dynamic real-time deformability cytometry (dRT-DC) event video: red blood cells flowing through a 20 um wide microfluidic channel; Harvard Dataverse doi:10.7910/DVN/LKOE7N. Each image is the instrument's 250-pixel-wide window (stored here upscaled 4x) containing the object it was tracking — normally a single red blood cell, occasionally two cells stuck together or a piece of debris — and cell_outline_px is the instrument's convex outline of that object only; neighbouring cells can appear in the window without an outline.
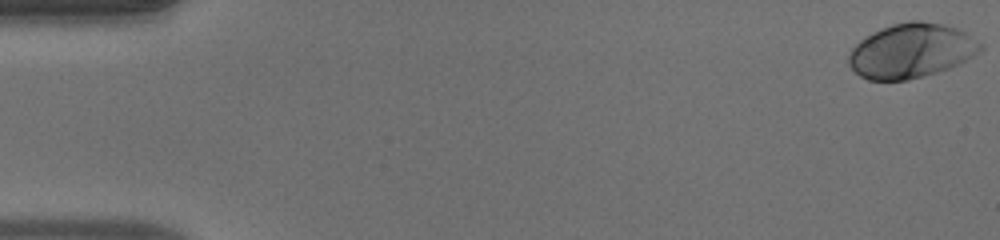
{"species": "human", "species_latin": "Homo sapiens", "temperature_condition": "warm", "stored_images_in_passage": 50, "camera_frame_rate_fps": 3000, "um_per_image_px": 0.085, "donor": {"sex": "male"}, "frame": {"image": 1, "passage_image": 1, "time_ms": 0.0, "image_size_px": [1000, 240], "cell_outline_px": [[984, 48], [980, 52], [948, 68], [936, 72], [908, 80], [868, 80], [860, 76], [848, 64], [848, 56], [852, 48], [860, 40], [892, 24], [908, 20], [920, 20], [944, 24], [956, 28], [964, 32], [984, 44]], "centroid_in_image_um": [77.46, 4.31], "position_along_channel_um": 7.5, "area_um2": 41.44}}
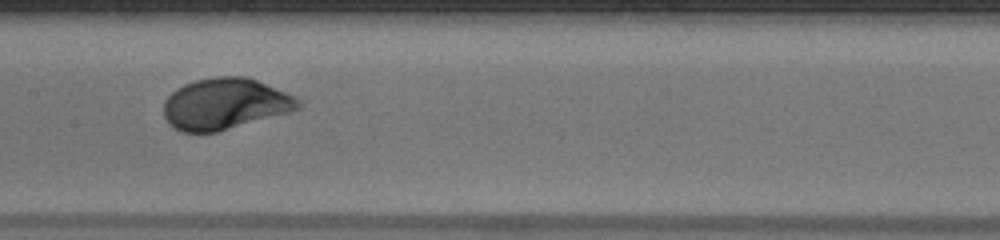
{"frame": {"image": 2, "passage_image": 27, "time_ms": 8.667, "image_size_px": [1000, 240], "cell_outline_px": [[300, 108], [288, 112], [216, 132], [180, 132], [164, 116], [164, 100], [176, 88], [184, 84], [196, 80], [216, 76], [244, 76], [256, 80], [296, 96], [300, 100]], "centroid_in_image_um": [19.12, 8.81], "position_along_channel_um": 188.3, "area_um2": 39.77}}
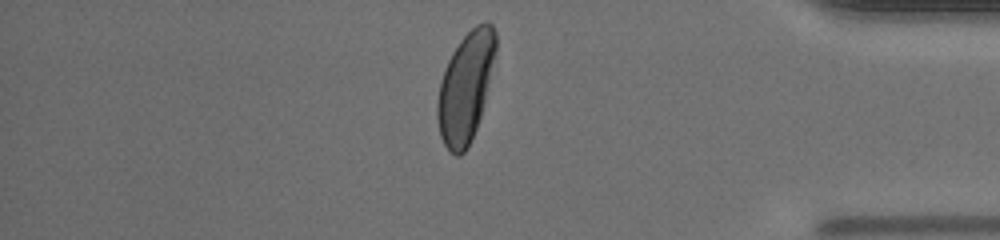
{"frame": {"image": 3, "passage_image": 45, "time_ms": 14.667, "image_size_px": [1000, 240], "cell_outline_px": [[496, 52], [480, 116], [476, 128], [468, 148], [460, 156], [456, 156], [444, 144], [440, 136], [436, 116], [436, 104], [440, 80], [448, 60], [452, 52], [460, 40], [476, 24], [484, 20], [488, 20], [492, 24], [496, 32]], "centroid_in_image_um": [39.56, 7.38], "position_along_channel_um": 395.6, "area_um2": 37.22}, "authors_computed_cell_mechanics": {"area_um2": 39.7953, "velocity_mm_per_s": 3.9198, "shape_relaxation_time_tau1_ms": 2.0465, "shape_relaxation_time_tau2_ms": null, "deformation_change_tau1": 0.1592, "deformation_change_tau2": null}}